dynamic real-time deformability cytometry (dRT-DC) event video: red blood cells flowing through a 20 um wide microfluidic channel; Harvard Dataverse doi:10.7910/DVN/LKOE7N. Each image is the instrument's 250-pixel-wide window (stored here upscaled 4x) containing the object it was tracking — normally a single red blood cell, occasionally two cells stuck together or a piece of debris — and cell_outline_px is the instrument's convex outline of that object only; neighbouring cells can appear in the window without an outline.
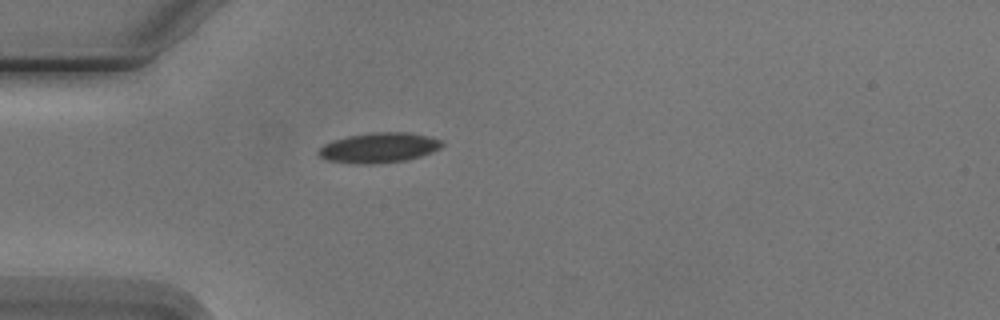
{"species": "Egyptian fruit bat (a non-hibernating species)", "species_latin": "Rousettus aegyptiacus", "temperature_condition": "cold", "stored_images_in_passage": 1, "camera_frame_rate_fps": 3000, "um_per_image_px": 0.085, "animal": {"sex": "male"}, "frame": {"image": 1, "passage_image": 1, "time_ms": 0.0, "image_size_px": [1000, 320], "cell_outline_px": [[444, 144], [440, 148], [432, 152], [420, 156], [404, 160], [376, 164], [360, 164], [328, 160], [320, 156], [316, 152], [324, 144], [332, 140], [348, 136], [372, 132], [408, 132], [428, 136], [440, 140]], "centroid_in_image_um": [32.2, 12.55], "position_along_channel_um": 52.8, "area_um2": 21.56}}